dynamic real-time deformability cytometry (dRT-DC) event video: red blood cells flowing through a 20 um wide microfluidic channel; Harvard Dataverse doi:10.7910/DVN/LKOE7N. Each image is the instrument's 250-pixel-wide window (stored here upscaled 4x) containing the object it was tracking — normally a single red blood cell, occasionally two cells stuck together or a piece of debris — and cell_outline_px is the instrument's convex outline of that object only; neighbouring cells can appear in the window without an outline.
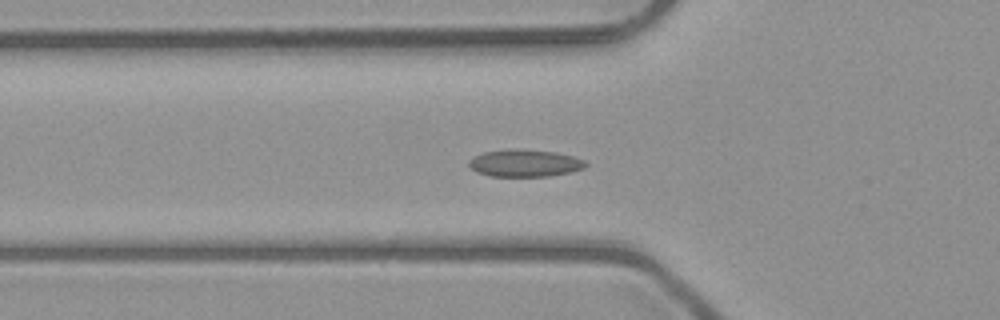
{"species": "common noctule bat (a hibernating species)", "species_latin": "Nyctalus noctula", "temperature_condition": "room temperature", "stored_images_in_passage": 53, "camera_frame_rate_fps": 3000, "um_per_image_px": 0.085, "animal": {"sex": "male", "body_mass_g": 23.1, "forearm_length_mm": 52.7}, "frame": {"image": 1, "passage_image": 18, "time_ms": 5.667, "image_size_px": [1000, 320], "cell_outline_px": [[588, 164], [584, 168], [572, 172], [548, 176], [488, 176], [476, 172], [468, 164], [468, 160], [472, 156], [484, 152], [508, 148], [520, 148], [556, 152], [572, 156], [584, 160]], "centroid_in_image_um": [44.58, 13.85], "position_along_channel_um": 81.2, "area_um2": 18.84}}
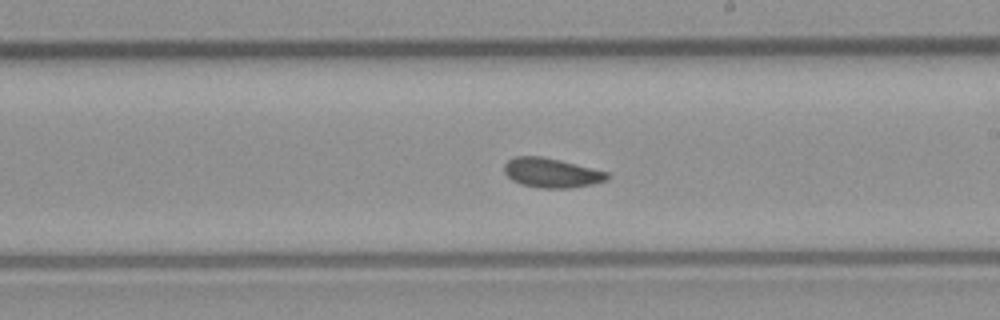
{"frame": {"image": 2, "passage_image": 30, "time_ms": 9.667, "image_size_px": [1000, 320], "cell_outline_px": [[612, 176], [608, 180], [592, 184], [572, 188], [540, 188], [520, 184], [512, 180], [504, 172], [504, 164], [508, 160], [516, 156], [540, 156], [560, 160], [608, 172]], "centroid_in_image_um": [46.9, 14.7], "position_along_channel_um": 242.1, "area_um2": 17.8}}
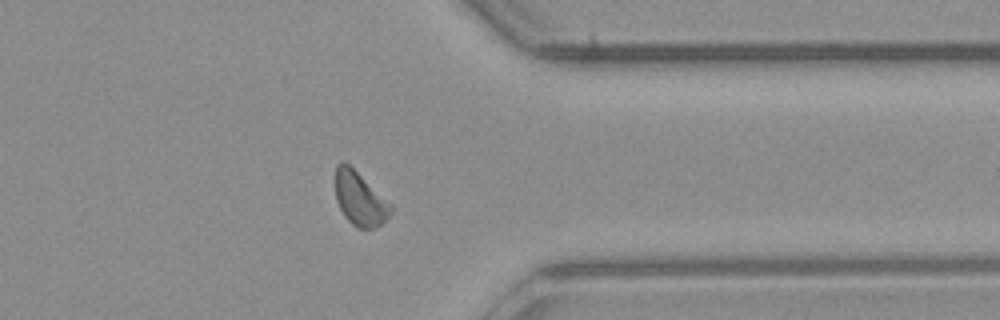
{"frame": {"image": 3, "passage_image": 41, "time_ms": 13.333, "image_size_px": [1000, 320], "cell_outline_px": [[392, 212], [376, 228], [356, 228], [344, 216], [336, 200], [336, 164], [344, 160], [392, 204]], "centroid_in_image_um": [30.58, 16.9], "position_along_channel_um": 380.8, "area_um2": 17.17}, "authors_computed_cell_mechanics": {"area_um2": 17.7446, "velocity_mm_per_s": 4.0011, "shape_relaxation_time_tau1_ms": 3.2334, "shape_relaxation_time_tau2_ms": 2.649, "deformation_change_tau1": 0.0888, "deformation_change_tau2": 0.0696}}